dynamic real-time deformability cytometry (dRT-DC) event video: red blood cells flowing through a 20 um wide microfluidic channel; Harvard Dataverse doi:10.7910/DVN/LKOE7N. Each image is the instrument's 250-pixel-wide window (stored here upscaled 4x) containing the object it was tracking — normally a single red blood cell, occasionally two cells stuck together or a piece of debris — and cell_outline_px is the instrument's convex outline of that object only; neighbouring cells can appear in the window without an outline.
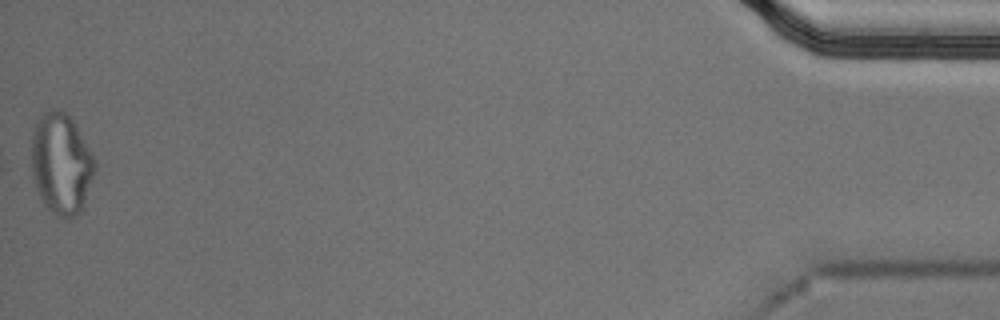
{"species": "Egyptian fruit bat (a non-hibernating species)", "species_latin": "Rousettus aegyptiacus", "temperature_condition": "cold", "stored_images_in_passage": 40, "segment_of_instrument_passage": [2, 2], "camera_frame_rate_fps": 3000, "um_per_image_px": 0.085, "animal": {"sex": "male"}, "frame": {"image": 1, "passage_image": 40, "time_ms": 13.0, "image_size_px": [1000, 320], "cell_outline_px": [[96, 168], [84, 208], [80, 212], [68, 220], [56, 216], [44, 204], [36, 188], [32, 176], [32, 132], [36, 124], [44, 112], [48, 108], [56, 108], [64, 112], [72, 120], [84, 140], [96, 164]], "centroid_in_image_um": [5.21, 13.96], "position_along_channel_um": 430.0, "area_um2": 37.34}}